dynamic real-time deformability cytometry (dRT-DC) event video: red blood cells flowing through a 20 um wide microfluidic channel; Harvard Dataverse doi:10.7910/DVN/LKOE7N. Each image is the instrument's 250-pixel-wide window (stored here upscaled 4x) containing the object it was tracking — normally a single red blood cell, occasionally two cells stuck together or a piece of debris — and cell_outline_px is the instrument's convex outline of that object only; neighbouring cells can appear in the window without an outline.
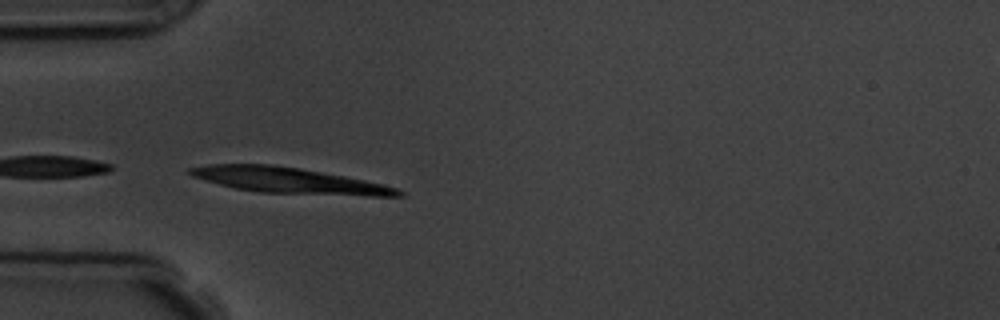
{"species": "common noctule bat (a hibernating species)", "species_latin": "Nyctalus noctula", "temperature_condition": "room temperature", "stored_images_in_passage": 5, "camera_frame_rate_fps": 3000, "um_per_image_px": 0.085, "animal": {"sex": "male", "body_mass_g": 19.5, "forearm_length_mm": 54.6}, "frame": {"image": 1, "passage_image": 4, "time_ms": 3.667, "image_size_px": [1000, 320], "cell_outline_px": [[404, 196], [372, 196], [260, 192], [236, 188], [204, 180], [192, 176], [188, 172], [188, 168], [208, 164], [272, 164], [300, 168], [344, 176], [384, 184], [396, 188], [404, 192]], "centroid_in_image_um": [24.57, 15.33], "position_along_channel_um": 60.4, "area_um2": 31.04}}